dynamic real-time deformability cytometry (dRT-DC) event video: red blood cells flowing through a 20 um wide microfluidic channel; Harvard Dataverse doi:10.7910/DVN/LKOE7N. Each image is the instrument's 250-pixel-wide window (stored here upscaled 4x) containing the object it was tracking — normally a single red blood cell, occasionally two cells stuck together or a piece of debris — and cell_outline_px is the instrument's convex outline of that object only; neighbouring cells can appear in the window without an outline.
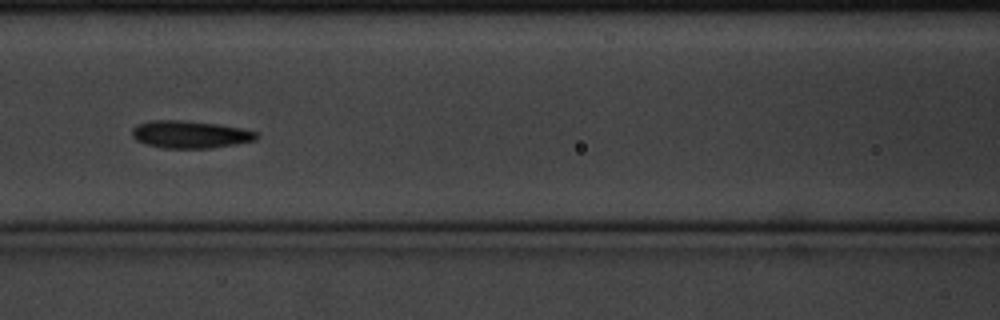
{"species": "common noctule bat (a hibernating species)", "species_latin": "Nyctalus noctula", "temperature_condition": "cold", "stored_images_in_passage": 16, "camera_frame_rate_fps": 3000, "um_per_image_px": 0.085, "animal": {"sex": "male", "body_mass_g": 20.1, "forearm_length_mm": 53.5}, "frame": {"image": 1, "passage_image": 7, "time_ms": 2.0, "image_size_px": [1000, 320], "cell_outline_px": [[260, 136], [256, 140], [236, 144], [212, 148], [164, 148], [144, 144], [136, 140], [132, 136], [132, 128], [136, 124], [152, 120], [180, 120], [216, 124], [240, 128], [256, 132]], "centroid_in_image_um": [16.13, 11.43], "position_along_channel_um": 150.5, "area_um2": 19.94}}
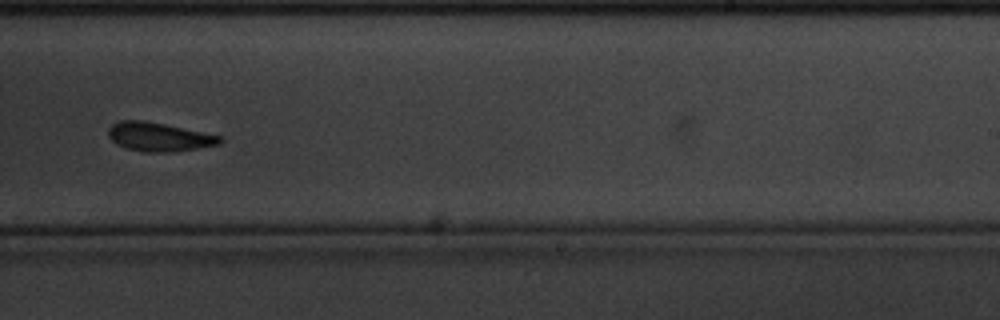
{"frame": {"image": 2, "passage_image": 10, "time_ms": 3.0, "image_size_px": [1000, 320], "cell_outline_px": [[224, 140], [220, 144], [196, 148], [168, 152], [144, 152], [128, 148], [116, 144], [108, 136], [108, 128], [112, 124], [120, 120], [144, 120], [164, 124], [220, 136]], "centroid_in_image_um": [13.47, 11.63], "position_along_channel_um": 275.5, "area_um2": 18.5}}